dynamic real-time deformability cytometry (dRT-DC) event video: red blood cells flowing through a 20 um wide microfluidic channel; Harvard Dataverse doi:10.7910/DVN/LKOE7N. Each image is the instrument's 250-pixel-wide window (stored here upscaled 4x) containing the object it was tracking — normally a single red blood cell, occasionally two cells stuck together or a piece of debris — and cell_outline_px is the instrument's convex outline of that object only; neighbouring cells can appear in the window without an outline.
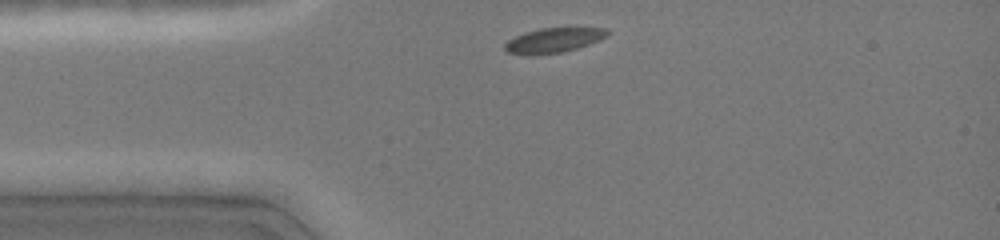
{"species": "common noctule bat (a hibernating species)", "species_latin": "Nyctalus noctula", "temperature_condition": "cold", "stored_images_in_passage": 5, "camera_frame_rate_fps": 3000, "um_per_image_px": 0.085, "animal": {"sex": "female", "body_mass_g": 19.0, "forearm_length_mm": 51.5}, "frame": {"image": 1, "passage_image": 1, "time_ms": 0.0, "image_size_px": [1000, 240], "cell_outline_px": [[608, 36], [600, 40], [564, 52], [532, 56], [528, 56], [508, 52], [504, 48], [504, 44], [508, 40], [524, 32], [540, 28], [608, 28]], "centroid_in_image_um": [47.03, 3.43], "position_along_channel_um": 38.0, "area_um2": 14.91}}
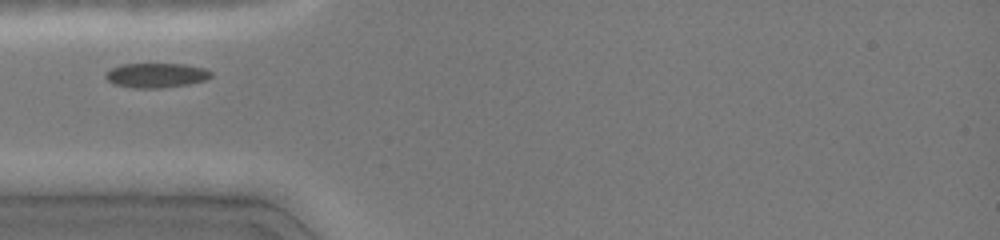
{"frame": {"image": 2, "passage_image": 4, "time_ms": 1.333, "image_size_px": [1000, 240], "cell_outline_px": [[212, 76], [204, 80], [188, 84], [160, 88], [132, 88], [112, 84], [104, 76], [112, 68], [120, 64], [184, 64], [204, 68], [212, 72]], "centroid_in_image_um": [13.26, 6.4], "position_along_channel_um": 71.7, "area_um2": 15.09}}